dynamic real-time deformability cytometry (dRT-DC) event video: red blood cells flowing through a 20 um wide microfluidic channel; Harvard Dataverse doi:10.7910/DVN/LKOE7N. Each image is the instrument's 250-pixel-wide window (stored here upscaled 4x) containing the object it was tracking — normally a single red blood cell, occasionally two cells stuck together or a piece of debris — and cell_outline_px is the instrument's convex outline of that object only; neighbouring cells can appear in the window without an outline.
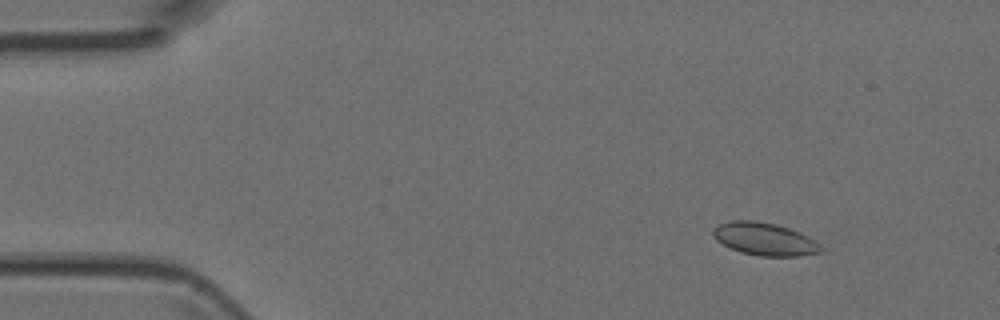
{"species": "Egyptian fruit bat (a non-hibernating species)", "species_latin": "Rousettus aegyptiacus", "temperature_condition": "room temperature", "stored_images_in_passage": 10, "camera_frame_rate_fps": 3000, "um_per_image_px": 0.085, "animal": {"sex": "female"}, "frame": {"image": 1, "passage_image": 6, "time_ms": 1.667, "image_size_px": [1000, 320], "cell_outline_px": [[824, 252], [800, 256], [760, 256], [740, 252], [716, 240], [712, 236], [712, 228], [716, 224], [728, 220], [756, 220], [776, 224], [800, 232], [816, 240], [824, 248]], "centroid_in_image_um": [65.0, 20.31], "position_along_channel_um": 20.0, "area_um2": 20.98}}